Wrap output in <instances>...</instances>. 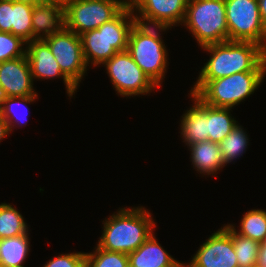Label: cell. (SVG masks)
Listing matches in <instances>:
<instances>
[{
  "mask_svg": "<svg viewBox=\"0 0 266 267\" xmlns=\"http://www.w3.org/2000/svg\"><path fill=\"white\" fill-rule=\"evenodd\" d=\"M26 56L30 64L33 81L34 79L52 80V78L62 77L67 95L71 98L77 92L78 87L61 71L58 62L44 40L27 42Z\"/></svg>",
  "mask_w": 266,
  "mask_h": 267,
  "instance_id": "cell-12",
  "label": "cell"
},
{
  "mask_svg": "<svg viewBox=\"0 0 266 267\" xmlns=\"http://www.w3.org/2000/svg\"><path fill=\"white\" fill-rule=\"evenodd\" d=\"M163 41L138 34L131 28L127 45V52L132 59L159 88L169 63L168 51Z\"/></svg>",
  "mask_w": 266,
  "mask_h": 267,
  "instance_id": "cell-9",
  "label": "cell"
},
{
  "mask_svg": "<svg viewBox=\"0 0 266 267\" xmlns=\"http://www.w3.org/2000/svg\"><path fill=\"white\" fill-rule=\"evenodd\" d=\"M246 267H260V266H258L257 264H254V265H250V266H246Z\"/></svg>",
  "mask_w": 266,
  "mask_h": 267,
  "instance_id": "cell-39",
  "label": "cell"
},
{
  "mask_svg": "<svg viewBox=\"0 0 266 267\" xmlns=\"http://www.w3.org/2000/svg\"><path fill=\"white\" fill-rule=\"evenodd\" d=\"M32 12L33 5L12 0L11 33L26 42L33 40Z\"/></svg>",
  "mask_w": 266,
  "mask_h": 267,
  "instance_id": "cell-26",
  "label": "cell"
},
{
  "mask_svg": "<svg viewBox=\"0 0 266 267\" xmlns=\"http://www.w3.org/2000/svg\"><path fill=\"white\" fill-rule=\"evenodd\" d=\"M139 12L168 21L171 25L183 24L188 0H128Z\"/></svg>",
  "mask_w": 266,
  "mask_h": 267,
  "instance_id": "cell-17",
  "label": "cell"
},
{
  "mask_svg": "<svg viewBox=\"0 0 266 267\" xmlns=\"http://www.w3.org/2000/svg\"><path fill=\"white\" fill-rule=\"evenodd\" d=\"M94 249L85 253V267H129L128 254L106 251L97 245Z\"/></svg>",
  "mask_w": 266,
  "mask_h": 267,
  "instance_id": "cell-28",
  "label": "cell"
},
{
  "mask_svg": "<svg viewBox=\"0 0 266 267\" xmlns=\"http://www.w3.org/2000/svg\"><path fill=\"white\" fill-rule=\"evenodd\" d=\"M10 134L8 125L6 123V121L4 120V118L1 115L0 112V142L2 141V139L6 138L7 135Z\"/></svg>",
  "mask_w": 266,
  "mask_h": 267,
  "instance_id": "cell-32",
  "label": "cell"
},
{
  "mask_svg": "<svg viewBox=\"0 0 266 267\" xmlns=\"http://www.w3.org/2000/svg\"><path fill=\"white\" fill-rule=\"evenodd\" d=\"M132 28L130 8L126 6L115 18L98 29L80 35L84 60L100 67L113 55L127 50L129 33Z\"/></svg>",
  "mask_w": 266,
  "mask_h": 267,
  "instance_id": "cell-3",
  "label": "cell"
},
{
  "mask_svg": "<svg viewBox=\"0 0 266 267\" xmlns=\"http://www.w3.org/2000/svg\"><path fill=\"white\" fill-rule=\"evenodd\" d=\"M210 53L197 80H215L239 72H266V50L253 42L225 41L201 47Z\"/></svg>",
  "mask_w": 266,
  "mask_h": 267,
  "instance_id": "cell-1",
  "label": "cell"
},
{
  "mask_svg": "<svg viewBox=\"0 0 266 267\" xmlns=\"http://www.w3.org/2000/svg\"><path fill=\"white\" fill-rule=\"evenodd\" d=\"M4 98H5V96H4V93L2 91L1 84H0V108L2 106Z\"/></svg>",
  "mask_w": 266,
  "mask_h": 267,
  "instance_id": "cell-37",
  "label": "cell"
},
{
  "mask_svg": "<svg viewBox=\"0 0 266 267\" xmlns=\"http://www.w3.org/2000/svg\"><path fill=\"white\" fill-rule=\"evenodd\" d=\"M152 234L135 251L128 254L130 267H181L184 263L175 260Z\"/></svg>",
  "mask_w": 266,
  "mask_h": 267,
  "instance_id": "cell-16",
  "label": "cell"
},
{
  "mask_svg": "<svg viewBox=\"0 0 266 267\" xmlns=\"http://www.w3.org/2000/svg\"><path fill=\"white\" fill-rule=\"evenodd\" d=\"M43 267H85V252H72L51 258Z\"/></svg>",
  "mask_w": 266,
  "mask_h": 267,
  "instance_id": "cell-30",
  "label": "cell"
},
{
  "mask_svg": "<svg viewBox=\"0 0 266 267\" xmlns=\"http://www.w3.org/2000/svg\"><path fill=\"white\" fill-rule=\"evenodd\" d=\"M64 27V6L55 2H38L33 5V40H43Z\"/></svg>",
  "mask_w": 266,
  "mask_h": 267,
  "instance_id": "cell-15",
  "label": "cell"
},
{
  "mask_svg": "<svg viewBox=\"0 0 266 267\" xmlns=\"http://www.w3.org/2000/svg\"><path fill=\"white\" fill-rule=\"evenodd\" d=\"M145 207L119 208L103 220L97 246L110 252L130 254L154 232L156 223Z\"/></svg>",
  "mask_w": 266,
  "mask_h": 267,
  "instance_id": "cell-2",
  "label": "cell"
},
{
  "mask_svg": "<svg viewBox=\"0 0 266 267\" xmlns=\"http://www.w3.org/2000/svg\"><path fill=\"white\" fill-rule=\"evenodd\" d=\"M183 26L200 47L228 41L225 0H188Z\"/></svg>",
  "mask_w": 266,
  "mask_h": 267,
  "instance_id": "cell-5",
  "label": "cell"
},
{
  "mask_svg": "<svg viewBox=\"0 0 266 267\" xmlns=\"http://www.w3.org/2000/svg\"><path fill=\"white\" fill-rule=\"evenodd\" d=\"M128 0H70L64 6V27L81 35L115 18Z\"/></svg>",
  "mask_w": 266,
  "mask_h": 267,
  "instance_id": "cell-6",
  "label": "cell"
},
{
  "mask_svg": "<svg viewBox=\"0 0 266 267\" xmlns=\"http://www.w3.org/2000/svg\"><path fill=\"white\" fill-rule=\"evenodd\" d=\"M127 6L130 8L132 28L138 34L148 36L154 40H162L160 32H165L166 30L174 27L166 20L148 16L144 13L139 12L129 1L127 3Z\"/></svg>",
  "mask_w": 266,
  "mask_h": 267,
  "instance_id": "cell-21",
  "label": "cell"
},
{
  "mask_svg": "<svg viewBox=\"0 0 266 267\" xmlns=\"http://www.w3.org/2000/svg\"><path fill=\"white\" fill-rule=\"evenodd\" d=\"M230 236L233 241L234 250L239 267H246L257 263L260 243L253 239L240 236L230 226Z\"/></svg>",
  "mask_w": 266,
  "mask_h": 267,
  "instance_id": "cell-27",
  "label": "cell"
},
{
  "mask_svg": "<svg viewBox=\"0 0 266 267\" xmlns=\"http://www.w3.org/2000/svg\"><path fill=\"white\" fill-rule=\"evenodd\" d=\"M193 169L201 175L213 176L226 165L222 159L219 143L203 141L187 146Z\"/></svg>",
  "mask_w": 266,
  "mask_h": 267,
  "instance_id": "cell-18",
  "label": "cell"
},
{
  "mask_svg": "<svg viewBox=\"0 0 266 267\" xmlns=\"http://www.w3.org/2000/svg\"><path fill=\"white\" fill-rule=\"evenodd\" d=\"M109 79L123 97H135L152 93L158 86L148 77L126 51L118 52L104 64Z\"/></svg>",
  "mask_w": 266,
  "mask_h": 267,
  "instance_id": "cell-8",
  "label": "cell"
},
{
  "mask_svg": "<svg viewBox=\"0 0 266 267\" xmlns=\"http://www.w3.org/2000/svg\"><path fill=\"white\" fill-rule=\"evenodd\" d=\"M228 41L253 42L266 50L258 0H225Z\"/></svg>",
  "mask_w": 266,
  "mask_h": 267,
  "instance_id": "cell-7",
  "label": "cell"
},
{
  "mask_svg": "<svg viewBox=\"0 0 266 267\" xmlns=\"http://www.w3.org/2000/svg\"><path fill=\"white\" fill-rule=\"evenodd\" d=\"M28 228L16 207L6 202L0 204V239L27 233Z\"/></svg>",
  "mask_w": 266,
  "mask_h": 267,
  "instance_id": "cell-25",
  "label": "cell"
},
{
  "mask_svg": "<svg viewBox=\"0 0 266 267\" xmlns=\"http://www.w3.org/2000/svg\"><path fill=\"white\" fill-rule=\"evenodd\" d=\"M43 40L48 44L61 71L79 87L88 69L80 36L63 27L59 32Z\"/></svg>",
  "mask_w": 266,
  "mask_h": 267,
  "instance_id": "cell-10",
  "label": "cell"
},
{
  "mask_svg": "<svg viewBox=\"0 0 266 267\" xmlns=\"http://www.w3.org/2000/svg\"><path fill=\"white\" fill-rule=\"evenodd\" d=\"M13 1L27 3L30 5H35L36 3L40 2V0H13Z\"/></svg>",
  "mask_w": 266,
  "mask_h": 267,
  "instance_id": "cell-36",
  "label": "cell"
},
{
  "mask_svg": "<svg viewBox=\"0 0 266 267\" xmlns=\"http://www.w3.org/2000/svg\"><path fill=\"white\" fill-rule=\"evenodd\" d=\"M186 267H239L230 236V225L212 233L193 255Z\"/></svg>",
  "mask_w": 266,
  "mask_h": 267,
  "instance_id": "cell-11",
  "label": "cell"
},
{
  "mask_svg": "<svg viewBox=\"0 0 266 267\" xmlns=\"http://www.w3.org/2000/svg\"><path fill=\"white\" fill-rule=\"evenodd\" d=\"M38 98V95H29V96H14V97H5L0 108V112L4 120L6 121L10 133L16 125L23 124L26 122V118L28 117V106L27 104L35 102ZM20 107L22 113H17V109ZM23 108V109H22ZM19 109V110H20ZM25 111V112H24ZM25 120V122H24ZM20 123V124H19Z\"/></svg>",
  "mask_w": 266,
  "mask_h": 267,
  "instance_id": "cell-22",
  "label": "cell"
},
{
  "mask_svg": "<svg viewBox=\"0 0 266 267\" xmlns=\"http://www.w3.org/2000/svg\"><path fill=\"white\" fill-rule=\"evenodd\" d=\"M259 5V11H260V17L262 20V23L266 27V0H258Z\"/></svg>",
  "mask_w": 266,
  "mask_h": 267,
  "instance_id": "cell-34",
  "label": "cell"
},
{
  "mask_svg": "<svg viewBox=\"0 0 266 267\" xmlns=\"http://www.w3.org/2000/svg\"><path fill=\"white\" fill-rule=\"evenodd\" d=\"M12 0H0V32L11 33Z\"/></svg>",
  "mask_w": 266,
  "mask_h": 267,
  "instance_id": "cell-31",
  "label": "cell"
},
{
  "mask_svg": "<svg viewBox=\"0 0 266 267\" xmlns=\"http://www.w3.org/2000/svg\"><path fill=\"white\" fill-rule=\"evenodd\" d=\"M27 233L0 239V265L2 267H24L30 252V237Z\"/></svg>",
  "mask_w": 266,
  "mask_h": 267,
  "instance_id": "cell-19",
  "label": "cell"
},
{
  "mask_svg": "<svg viewBox=\"0 0 266 267\" xmlns=\"http://www.w3.org/2000/svg\"><path fill=\"white\" fill-rule=\"evenodd\" d=\"M265 75L266 72H239L215 80H197L190 93L207 105L233 108L253 95Z\"/></svg>",
  "mask_w": 266,
  "mask_h": 267,
  "instance_id": "cell-4",
  "label": "cell"
},
{
  "mask_svg": "<svg viewBox=\"0 0 266 267\" xmlns=\"http://www.w3.org/2000/svg\"><path fill=\"white\" fill-rule=\"evenodd\" d=\"M239 123L232 131L219 143L224 164H229L233 160L239 159L246 152L249 143L248 134Z\"/></svg>",
  "mask_w": 266,
  "mask_h": 267,
  "instance_id": "cell-24",
  "label": "cell"
},
{
  "mask_svg": "<svg viewBox=\"0 0 266 267\" xmlns=\"http://www.w3.org/2000/svg\"><path fill=\"white\" fill-rule=\"evenodd\" d=\"M240 221L239 229L231 223L229 225L240 236L261 243L266 234V211L263 209H251L243 215Z\"/></svg>",
  "mask_w": 266,
  "mask_h": 267,
  "instance_id": "cell-23",
  "label": "cell"
},
{
  "mask_svg": "<svg viewBox=\"0 0 266 267\" xmlns=\"http://www.w3.org/2000/svg\"><path fill=\"white\" fill-rule=\"evenodd\" d=\"M0 84L5 97L38 95L27 56L0 62Z\"/></svg>",
  "mask_w": 266,
  "mask_h": 267,
  "instance_id": "cell-13",
  "label": "cell"
},
{
  "mask_svg": "<svg viewBox=\"0 0 266 267\" xmlns=\"http://www.w3.org/2000/svg\"><path fill=\"white\" fill-rule=\"evenodd\" d=\"M260 244L262 246L266 247V234H265L264 239L262 240V242Z\"/></svg>",
  "mask_w": 266,
  "mask_h": 267,
  "instance_id": "cell-38",
  "label": "cell"
},
{
  "mask_svg": "<svg viewBox=\"0 0 266 267\" xmlns=\"http://www.w3.org/2000/svg\"><path fill=\"white\" fill-rule=\"evenodd\" d=\"M260 267H266V247L260 244L257 263Z\"/></svg>",
  "mask_w": 266,
  "mask_h": 267,
  "instance_id": "cell-33",
  "label": "cell"
},
{
  "mask_svg": "<svg viewBox=\"0 0 266 267\" xmlns=\"http://www.w3.org/2000/svg\"><path fill=\"white\" fill-rule=\"evenodd\" d=\"M194 103L186 110L180 119V133L183 142L189 146L195 143L209 141L208 105L202 102L194 93H190Z\"/></svg>",
  "mask_w": 266,
  "mask_h": 267,
  "instance_id": "cell-14",
  "label": "cell"
},
{
  "mask_svg": "<svg viewBox=\"0 0 266 267\" xmlns=\"http://www.w3.org/2000/svg\"><path fill=\"white\" fill-rule=\"evenodd\" d=\"M231 109L208 105L209 141L220 143L238 124V121L230 114Z\"/></svg>",
  "mask_w": 266,
  "mask_h": 267,
  "instance_id": "cell-20",
  "label": "cell"
},
{
  "mask_svg": "<svg viewBox=\"0 0 266 267\" xmlns=\"http://www.w3.org/2000/svg\"><path fill=\"white\" fill-rule=\"evenodd\" d=\"M42 2H55L65 6L70 0H40Z\"/></svg>",
  "mask_w": 266,
  "mask_h": 267,
  "instance_id": "cell-35",
  "label": "cell"
},
{
  "mask_svg": "<svg viewBox=\"0 0 266 267\" xmlns=\"http://www.w3.org/2000/svg\"><path fill=\"white\" fill-rule=\"evenodd\" d=\"M24 45H27V42L21 37L12 33L0 32V62L26 56Z\"/></svg>",
  "mask_w": 266,
  "mask_h": 267,
  "instance_id": "cell-29",
  "label": "cell"
}]
</instances>
